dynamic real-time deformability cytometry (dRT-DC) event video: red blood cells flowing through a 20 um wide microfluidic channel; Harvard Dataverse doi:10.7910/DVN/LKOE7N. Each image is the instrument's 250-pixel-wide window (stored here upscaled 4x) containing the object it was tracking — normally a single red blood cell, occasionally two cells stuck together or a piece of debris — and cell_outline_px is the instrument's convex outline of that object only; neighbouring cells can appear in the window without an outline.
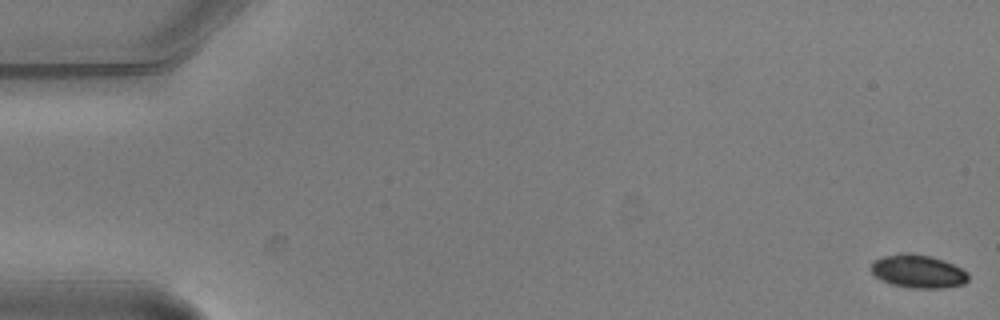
{"species": "common noctule bat (a hibernating species)", "species_latin": "Nyctalus noctula", "temperature_condition": "warm", "stored_images_in_passage": 4, "segment_of_instrument_passage": [2, 2], "camera_frame_rate_fps": 3000, "um_per_image_px": 0.085, "animal": {"sex": "male", "body_mass_g": 20.5, "forearm_length_mm": 52.5}, "frame": {"image": 1, "passage_image": 4, "time_ms": 1.0, "image_size_px": [1000, 320], "cell_outline_px": [[968, 280], [964, 284], [944, 288], [908, 288], [892, 284], [880, 280], [872, 272], [872, 260], [884, 256], [900, 252], [908, 252], [928, 256], [944, 260], [968, 272]], "centroid_in_image_um": [78.02, 23.06], "position_along_channel_um": 7.0, "area_um2": 18.9}}